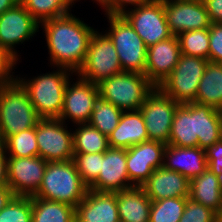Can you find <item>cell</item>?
<instances>
[{
	"label": "cell",
	"instance_id": "1",
	"mask_svg": "<svg viewBox=\"0 0 222 222\" xmlns=\"http://www.w3.org/2000/svg\"><path fill=\"white\" fill-rule=\"evenodd\" d=\"M40 26L45 31L50 65L77 73L86 59L88 45L95 29L70 12L45 20Z\"/></svg>",
	"mask_w": 222,
	"mask_h": 222
},
{
	"label": "cell",
	"instance_id": "2",
	"mask_svg": "<svg viewBox=\"0 0 222 222\" xmlns=\"http://www.w3.org/2000/svg\"><path fill=\"white\" fill-rule=\"evenodd\" d=\"M222 138V111L195 102L180 104L174 115L169 145L206 149Z\"/></svg>",
	"mask_w": 222,
	"mask_h": 222
},
{
	"label": "cell",
	"instance_id": "3",
	"mask_svg": "<svg viewBox=\"0 0 222 222\" xmlns=\"http://www.w3.org/2000/svg\"><path fill=\"white\" fill-rule=\"evenodd\" d=\"M88 186L82 181L73 160L48 162L42 184L32 197L54 200L76 207L85 197Z\"/></svg>",
	"mask_w": 222,
	"mask_h": 222
},
{
	"label": "cell",
	"instance_id": "4",
	"mask_svg": "<svg viewBox=\"0 0 222 222\" xmlns=\"http://www.w3.org/2000/svg\"><path fill=\"white\" fill-rule=\"evenodd\" d=\"M41 118L37 114L28 92L15 79L0 86V136H8L35 127Z\"/></svg>",
	"mask_w": 222,
	"mask_h": 222
},
{
	"label": "cell",
	"instance_id": "5",
	"mask_svg": "<svg viewBox=\"0 0 222 222\" xmlns=\"http://www.w3.org/2000/svg\"><path fill=\"white\" fill-rule=\"evenodd\" d=\"M73 71L57 67L56 71L32 79L16 76V80L28 92V96L40 118H59L63 108L65 88Z\"/></svg>",
	"mask_w": 222,
	"mask_h": 222
},
{
	"label": "cell",
	"instance_id": "6",
	"mask_svg": "<svg viewBox=\"0 0 222 222\" xmlns=\"http://www.w3.org/2000/svg\"><path fill=\"white\" fill-rule=\"evenodd\" d=\"M99 96L122 111L139 110L155 88L145 74L123 71L97 84Z\"/></svg>",
	"mask_w": 222,
	"mask_h": 222
},
{
	"label": "cell",
	"instance_id": "7",
	"mask_svg": "<svg viewBox=\"0 0 222 222\" xmlns=\"http://www.w3.org/2000/svg\"><path fill=\"white\" fill-rule=\"evenodd\" d=\"M112 40L123 71L145 74L147 47L122 15H107Z\"/></svg>",
	"mask_w": 222,
	"mask_h": 222
},
{
	"label": "cell",
	"instance_id": "8",
	"mask_svg": "<svg viewBox=\"0 0 222 222\" xmlns=\"http://www.w3.org/2000/svg\"><path fill=\"white\" fill-rule=\"evenodd\" d=\"M123 72L116 48L106 34L95 31L90 39L86 59L75 73L83 80L98 84L102 80Z\"/></svg>",
	"mask_w": 222,
	"mask_h": 222
},
{
	"label": "cell",
	"instance_id": "9",
	"mask_svg": "<svg viewBox=\"0 0 222 222\" xmlns=\"http://www.w3.org/2000/svg\"><path fill=\"white\" fill-rule=\"evenodd\" d=\"M209 60L181 54L179 61L159 88L177 103L194 102L198 84Z\"/></svg>",
	"mask_w": 222,
	"mask_h": 222
},
{
	"label": "cell",
	"instance_id": "10",
	"mask_svg": "<svg viewBox=\"0 0 222 222\" xmlns=\"http://www.w3.org/2000/svg\"><path fill=\"white\" fill-rule=\"evenodd\" d=\"M180 103L155 87L146 97L140 112L147 129L148 138L152 141L169 143L172 122Z\"/></svg>",
	"mask_w": 222,
	"mask_h": 222
},
{
	"label": "cell",
	"instance_id": "11",
	"mask_svg": "<svg viewBox=\"0 0 222 222\" xmlns=\"http://www.w3.org/2000/svg\"><path fill=\"white\" fill-rule=\"evenodd\" d=\"M59 118H41L36 125L39 156L47 162L73 160V133Z\"/></svg>",
	"mask_w": 222,
	"mask_h": 222
},
{
	"label": "cell",
	"instance_id": "12",
	"mask_svg": "<svg viewBox=\"0 0 222 222\" xmlns=\"http://www.w3.org/2000/svg\"><path fill=\"white\" fill-rule=\"evenodd\" d=\"M143 40L146 47L172 36L166 23L164 2L154 0L127 10L122 15Z\"/></svg>",
	"mask_w": 222,
	"mask_h": 222
},
{
	"label": "cell",
	"instance_id": "13",
	"mask_svg": "<svg viewBox=\"0 0 222 222\" xmlns=\"http://www.w3.org/2000/svg\"><path fill=\"white\" fill-rule=\"evenodd\" d=\"M47 161L40 156L7 157V181L15 196H34L42 184Z\"/></svg>",
	"mask_w": 222,
	"mask_h": 222
},
{
	"label": "cell",
	"instance_id": "14",
	"mask_svg": "<svg viewBox=\"0 0 222 222\" xmlns=\"http://www.w3.org/2000/svg\"><path fill=\"white\" fill-rule=\"evenodd\" d=\"M39 26L40 23L19 2L0 15V46L18 60L14 46L34 37Z\"/></svg>",
	"mask_w": 222,
	"mask_h": 222
},
{
	"label": "cell",
	"instance_id": "15",
	"mask_svg": "<svg viewBox=\"0 0 222 222\" xmlns=\"http://www.w3.org/2000/svg\"><path fill=\"white\" fill-rule=\"evenodd\" d=\"M77 79L73 84L69 80L65 88L63 108L59 119L66 122L65 120L69 118L75 124H84L90 120L99 97V88L97 84L83 80L79 76Z\"/></svg>",
	"mask_w": 222,
	"mask_h": 222
},
{
	"label": "cell",
	"instance_id": "16",
	"mask_svg": "<svg viewBox=\"0 0 222 222\" xmlns=\"http://www.w3.org/2000/svg\"><path fill=\"white\" fill-rule=\"evenodd\" d=\"M165 147V143L148 140L126 149L128 177L135 186H142L155 169L163 167Z\"/></svg>",
	"mask_w": 222,
	"mask_h": 222
},
{
	"label": "cell",
	"instance_id": "17",
	"mask_svg": "<svg viewBox=\"0 0 222 222\" xmlns=\"http://www.w3.org/2000/svg\"><path fill=\"white\" fill-rule=\"evenodd\" d=\"M126 167V149L109 148L101 158L98 178L88 187L98 192H118L134 187Z\"/></svg>",
	"mask_w": 222,
	"mask_h": 222
},
{
	"label": "cell",
	"instance_id": "18",
	"mask_svg": "<svg viewBox=\"0 0 222 222\" xmlns=\"http://www.w3.org/2000/svg\"><path fill=\"white\" fill-rule=\"evenodd\" d=\"M166 23L172 35L209 29L211 21L204 2H164Z\"/></svg>",
	"mask_w": 222,
	"mask_h": 222
},
{
	"label": "cell",
	"instance_id": "19",
	"mask_svg": "<svg viewBox=\"0 0 222 222\" xmlns=\"http://www.w3.org/2000/svg\"><path fill=\"white\" fill-rule=\"evenodd\" d=\"M180 55L179 39L174 35L147 47L145 75L148 80L159 87L173 71Z\"/></svg>",
	"mask_w": 222,
	"mask_h": 222
},
{
	"label": "cell",
	"instance_id": "20",
	"mask_svg": "<svg viewBox=\"0 0 222 222\" xmlns=\"http://www.w3.org/2000/svg\"><path fill=\"white\" fill-rule=\"evenodd\" d=\"M117 192L88 189L84 199L75 207V222H118Z\"/></svg>",
	"mask_w": 222,
	"mask_h": 222
},
{
	"label": "cell",
	"instance_id": "21",
	"mask_svg": "<svg viewBox=\"0 0 222 222\" xmlns=\"http://www.w3.org/2000/svg\"><path fill=\"white\" fill-rule=\"evenodd\" d=\"M163 167L176 171L189 181L207 169L205 150L196 147H177L167 144L164 150Z\"/></svg>",
	"mask_w": 222,
	"mask_h": 222
},
{
	"label": "cell",
	"instance_id": "22",
	"mask_svg": "<svg viewBox=\"0 0 222 222\" xmlns=\"http://www.w3.org/2000/svg\"><path fill=\"white\" fill-rule=\"evenodd\" d=\"M151 201L173 197H189L190 181L181 173L157 168L142 185Z\"/></svg>",
	"mask_w": 222,
	"mask_h": 222
},
{
	"label": "cell",
	"instance_id": "23",
	"mask_svg": "<svg viewBox=\"0 0 222 222\" xmlns=\"http://www.w3.org/2000/svg\"><path fill=\"white\" fill-rule=\"evenodd\" d=\"M148 140L147 129L140 110L123 111L118 126L108 135L111 148L128 149Z\"/></svg>",
	"mask_w": 222,
	"mask_h": 222
},
{
	"label": "cell",
	"instance_id": "24",
	"mask_svg": "<svg viewBox=\"0 0 222 222\" xmlns=\"http://www.w3.org/2000/svg\"><path fill=\"white\" fill-rule=\"evenodd\" d=\"M151 199L142 186L117 192V206L122 222H149Z\"/></svg>",
	"mask_w": 222,
	"mask_h": 222
},
{
	"label": "cell",
	"instance_id": "25",
	"mask_svg": "<svg viewBox=\"0 0 222 222\" xmlns=\"http://www.w3.org/2000/svg\"><path fill=\"white\" fill-rule=\"evenodd\" d=\"M189 197L217 213L222 208V190L217 176L207 168L190 180Z\"/></svg>",
	"mask_w": 222,
	"mask_h": 222
},
{
	"label": "cell",
	"instance_id": "26",
	"mask_svg": "<svg viewBox=\"0 0 222 222\" xmlns=\"http://www.w3.org/2000/svg\"><path fill=\"white\" fill-rule=\"evenodd\" d=\"M222 111V64L208 61L194 101Z\"/></svg>",
	"mask_w": 222,
	"mask_h": 222
},
{
	"label": "cell",
	"instance_id": "27",
	"mask_svg": "<svg viewBox=\"0 0 222 222\" xmlns=\"http://www.w3.org/2000/svg\"><path fill=\"white\" fill-rule=\"evenodd\" d=\"M32 222H75V207L32 197Z\"/></svg>",
	"mask_w": 222,
	"mask_h": 222
},
{
	"label": "cell",
	"instance_id": "28",
	"mask_svg": "<svg viewBox=\"0 0 222 222\" xmlns=\"http://www.w3.org/2000/svg\"><path fill=\"white\" fill-rule=\"evenodd\" d=\"M73 133L74 154L101 153L110 148L108 136L88 123L77 124Z\"/></svg>",
	"mask_w": 222,
	"mask_h": 222
},
{
	"label": "cell",
	"instance_id": "29",
	"mask_svg": "<svg viewBox=\"0 0 222 222\" xmlns=\"http://www.w3.org/2000/svg\"><path fill=\"white\" fill-rule=\"evenodd\" d=\"M122 114L121 109L99 96L88 124L108 136L118 126Z\"/></svg>",
	"mask_w": 222,
	"mask_h": 222
},
{
	"label": "cell",
	"instance_id": "30",
	"mask_svg": "<svg viewBox=\"0 0 222 222\" xmlns=\"http://www.w3.org/2000/svg\"><path fill=\"white\" fill-rule=\"evenodd\" d=\"M23 7L39 22L71 12L72 0H20Z\"/></svg>",
	"mask_w": 222,
	"mask_h": 222
},
{
	"label": "cell",
	"instance_id": "31",
	"mask_svg": "<svg viewBox=\"0 0 222 222\" xmlns=\"http://www.w3.org/2000/svg\"><path fill=\"white\" fill-rule=\"evenodd\" d=\"M3 149L7 157L39 156L36 140V126L15 135L8 136L3 141Z\"/></svg>",
	"mask_w": 222,
	"mask_h": 222
},
{
	"label": "cell",
	"instance_id": "32",
	"mask_svg": "<svg viewBox=\"0 0 222 222\" xmlns=\"http://www.w3.org/2000/svg\"><path fill=\"white\" fill-rule=\"evenodd\" d=\"M181 54L209 59V29H197L180 33L178 36Z\"/></svg>",
	"mask_w": 222,
	"mask_h": 222
},
{
	"label": "cell",
	"instance_id": "33",
	"mask_svg": "<svg viewBox=\"0 0 222 222\" xmlns=\"http://www.w3.org/2000/svg\"><path fill=\"white\" fill-rule=\"evenodd\" d=\"M187 197H173L152 201L149 222H179Z\"/></svg>",
	"mask_w": 222,
	"mask_h": 222
},
{
	"label": "cell",
	"instance_id": "34",
	"mask_svg": "<svg viewBox=\"0 0 222 222\" xmlns=\"http://www.w3.org/2000/svg\"><path fill=\"white\" fill-rule=\"evenodd\" d=\"M0 222H32V197L14 196L0 211Z\"/></svg>",
	"mask_w": 222,
	"mask_h": 222
},
{
	"label": "cell",
	"instance_id": "35",
	"mask_svg": "<svg viewBox=\"0 0 222 222\" xmlns=\"http://www.w3.org/2000/svg\"><path fill=\"white\" fill-rule=\"evenodd\" d=\"M101 153L74 154L73 161L82 181L89 187L99 176L101 171Z\"/></svg>",
	"mask_w": 222,
	"mask_h": 222
},
{
	"label": "cell",
	"instance_id": "36",
	"mask_svg": "<svg viewBox=\"0 0 222 222\" xmlns=\"http://www.w3.org/2000/svg\"><path fill=\"white\" fill-rule=\"evenodd\" d=\"M215 221H216V212L192 200L190 197L186 198V205L179 222H215Z\"/></svg>",
	"mask_w": 222,
	"mask_h": 222
},
{
	"label": "cell",
	"instance_id": "37",
	"mask_svg": "<svg viewBox=\"0 0 222 222\" xmlns=\"http://www.w3.org/2000/svg\"><path fill=\"white\" fill-rule=\"evenodd\" d=\"M209 61L222 64V23H211L209 27Z\"/></svg>",
	"mask_w": 222,
	"mask_h": 222
},
{
	"label": "cell",
	"instance_id": "38",
	"mask_svg": "<svg viewBox=\"0 0 222 222\" xmlns=\"http://www.w3.org/2000/svg\"><path fill=\"white\" fill-rule=\"evenodd\" d=\"M154 0H105L102 7L106 15H123L127 11V6L132 5L134 8Z\"/></svg>",
	"mask_w": 222,
	"mask_h": 222
},
{
	"label": "cell",
	"instance_id": "39",
	"mask_svg": "<svg viewBox=\"0 0 222 222\" xmlns=\"http://www.w3.org/2000/svg\"><path fill=\"white\" fill-rule=\"evenodd\" d=\"M207 168L216 176L222 172V138L205 149Z\"/></svg>",
	"mask_w": 222,
	"mask_h": 222
},
{
	"label": "cell",
	"instance_id": "40",
	"mask_svg": "<svg viewBox=\"0 0 222 222\" xmlns=\"http://www.w3.org/2000/svg\"><path fill=\"white\" fill-rule=\"evenodd\" d=\"M16 64L17 60L0 46V86L9 84L16 79L13 76L14 72H11Z\"/></svg>",
	"mask_w": 222,
	"mask_h": 222
},
{
	"label": "cell",
	"instance_id": "41",
	"mask_svg": "<svg viewBox=\"0 0 222 222\" xmlns=\"http://www.w3.org/2000/svg\"><path fill=\"white\" fill-rule=\"evenodd\" d=\"M211 23H222V0H203Z\"/></svg>",
	"mask_w": 222,
	"mask_h": 222
},
{
	"label": "cell",
	"instance_id": "42",
	"mask_svg": "<svg viewBox=\"0 0 222 222\" xmlns=\"http://www.w3.org/2000/svg\"><path fill=\"white\" fill-rule=\"evenodd\" d=\"M9 187L7 181V155L2 148L0 150V188Z\"/></svg>",
	"mask_w": 222,
	"mask_h": 222
},
{
	"label": "cell",
	"instance_id": "43",
	"mask_svg": "<svg viewBox=\"0 0 222 222\" xmlns=\"http://www.w3.org/2000/svg\"><path fill=\"white\" fill-rule=\"evenodd\" d=\"M15 196L10 187L0 188V211L12 200Z\"/></svg>",
	"mask_w": 222,
	"mask_h": 222
},
{
	"label": "cell",
	"instance_id": "44",
	"mask_svg": "<svg viewBox=\"0 0 222 222\" xmlns=\"http://www.w3.org/2000/svg\"><path fill=\"white\" fill-rule=\"evenodd\" d=\"M19 2L20 0H0V15L17 5Z\"/></svg>",
	"mask_w": 222,
	"mask_h": 222
},
{
	"label": "cell",
	"instance_id": "45",
	"mask_svg": "<svg viewBox=\"0 0 222 222\" xmlns=\"http://www.w3.org/2000/svg\"><path fill=\"white\" fill-rule=\"evenodd\" d=\"M162 2H202L203 0H159Z\"/></svg>",
	"mask_w": 222,
	"mask_h": 222
},
{
	"label": "cell",
	"instance_id": "46",
	"mask_svg": "<svg viewBox=\"0 0 222 222\" xmlns=\"http://www.w3.org/2000/svg\"><path fill=\"white\" fill-rule=\"evenodd\" d=\"M215 222H222V208L216 213V221Z\"/></svg>",
	"mask_w": 222,
	"mask_h": 222
},
{
	"label": "cell",
	"instance_id": "47",
	"mask_svg": "<svg viewBox=\"0 0 222 222\" xmlns=\"http://www.w3.org/2000/svg\"><path fill=\"white\" fill-rule=\"evenodd\" d=\"M217 179H218V183L220 185V188L222 190V172L219 175H217Z\"/></svg>",
	"mask_w": 222,
	"mask_h": 222
},
{
	"label": "cell",
	"instance_id": "48",
	"mask_svg": "<svg viewBox=\"0 0 222 222\" xmlns=\"http://www.w3.org/2000/svg\"><path fill=\"white\" fill-rule=\"evenodd\" d=\"M75 1H76V0H72L73 4H75V3H74ZM77 1H78V0H77ZM95 1L97 2V4L99 3V4H101V6H102L105 0H95Z\"/></svg>",
	"mask_w": 222,
	"mask_h": 222
},
{
	"label": "cell",
	"instance_id": "49",
	"mask_svg": "<svg viewBox=\"0 0 222 222\" xmlns=\"http://www.w3.org/2000/svg\"><path fill=\"white\" fill-rule=\"evenodd\" d=\"M3 148V141L1 139V136H0V150Z\"/></svg>",
	"mask_w": 222,
	"mask_h": 222
}]
</instances>
